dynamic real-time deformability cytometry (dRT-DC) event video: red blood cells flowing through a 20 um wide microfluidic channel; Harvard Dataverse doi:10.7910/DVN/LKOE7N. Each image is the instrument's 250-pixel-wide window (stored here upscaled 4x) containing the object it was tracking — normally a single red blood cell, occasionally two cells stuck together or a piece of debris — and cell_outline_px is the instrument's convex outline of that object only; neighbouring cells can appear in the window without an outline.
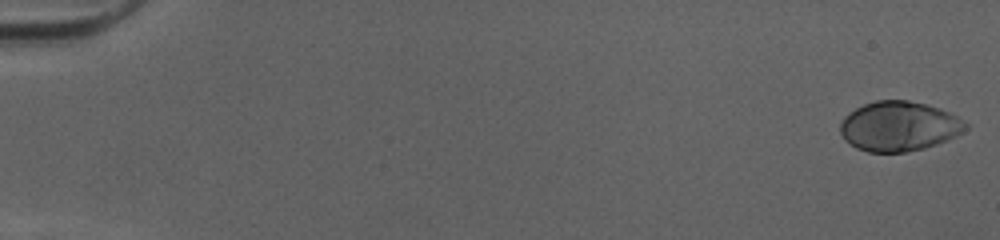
{"species": "human", "species_latin": "Homo sapiens", "temperature_condition": "cold", "stored_images_in_passage": 51, "camera_frame_rate_fps": 3000, "um_per_image_px": 0.085, "donor": {"sex": "female"}, "frame": {"image": 1, "passage_image": 1, "time_ms": 0.0, "image_size_px": [1000, 240], "cell_outline_px": [[968, 128], [956, 136], [936, 144], [924, 148], [904, 152], [868, 152], [856, 148], [844, 140], [840, 132], [840, 124], [844, 116], [848, 112], [864, 104], [876, 100], [908, 100], [928, 104], [940, 108], [956, 116], [968, 124]], "centroid_in_image_um": [76.39, 10.73], "position_along_channel_um": 8.6, "area_um2": 36.47}}
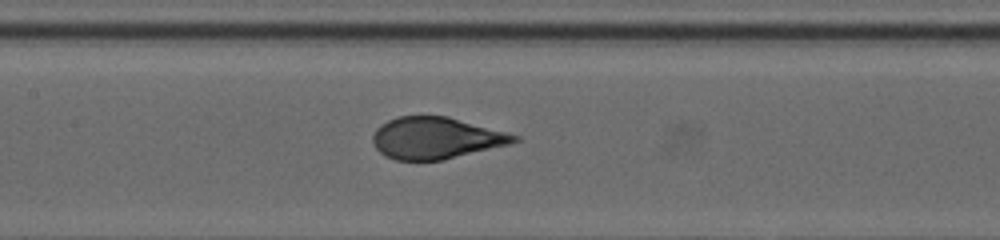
{"frame": {"image": 2, "passage_image": 26, "time_ms": 8.333, "image_size_px": [1000, 240], "cell_outline_px": [[520, 140], [508, 144], [440, 160], [396, 160], [384, 156], [376, 148], [372, 140], [372, 136], [376, 128], [380, 124], [388, 120], [400, 116], [448, 116], [520, 136]], "centroid_in_image_um": [37.0, 11.72], "position_along_channel_um": 170.4, "area_um2": 33.99}}
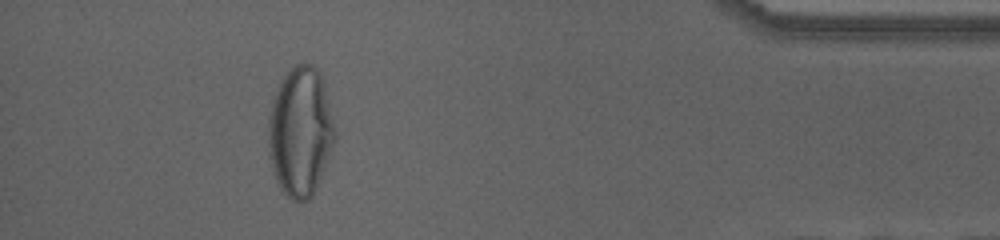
{"frame": {"image": 3, "passage_image": 47, "time_ms": 15.333, "image_size_px": [1000, 240], "cell_outline_px": [[336, 140], [316, 188], [312, 196], [308, 200], [292, 200], [276, 184], [272, 172], [268, 156], [268, 116], [272, 96], [276, 88], [284, 76], [296, 64], [312, 64], [320, 72], [324, 80], [336, 132]], "centroid_in_image_um": [25.51, 11.19], "position_along_channel_um": 409.7, "area_um2": 50.92}, "authors_computed_cell_mechanics": {"area_um2": 35.7204, "velocity_mm_per_s": 4.0515, "shape_relaxation_time_tau1_ms": 4.9505, "shape_relaxation_time_tau2_ms": null, "deformation_change_tau1": 0.2289, "deformation_change_tau2": null}}